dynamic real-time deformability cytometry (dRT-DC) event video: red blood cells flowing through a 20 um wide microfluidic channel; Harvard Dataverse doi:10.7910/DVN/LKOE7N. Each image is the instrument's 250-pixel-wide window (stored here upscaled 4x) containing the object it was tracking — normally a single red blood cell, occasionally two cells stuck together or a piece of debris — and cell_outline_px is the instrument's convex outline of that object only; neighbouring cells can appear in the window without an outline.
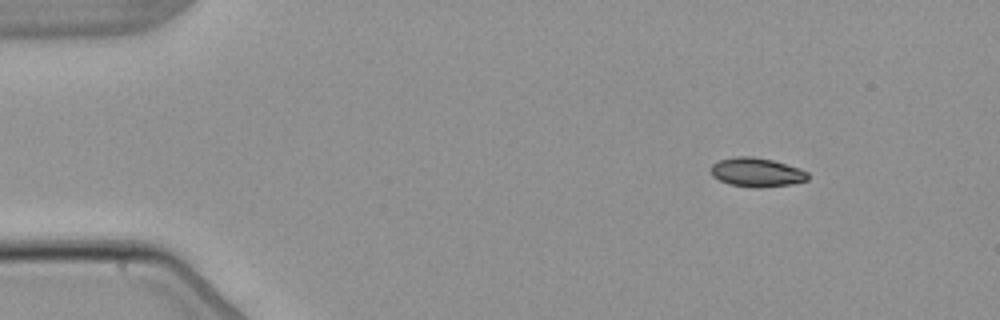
{"species": "common noctule bat (a hibernating species)", "species_latin": "Nyctalus noctula", "temperature_condition": "warm", "stored_images_in_passage": 6, "camera_frame_rate_fps": 3000, "um_per_image_px": 0.085, "animal": {"sex": "male", "body_mass_g": 21.5, "forearm_length_mm": 52.0}, "frame": {"image": 1, "passage_image": 1, "time_ms": 0.0, "image_size_px": [1000, 320], "cell_outline_px": [[808, 180], [792, 184], [760, 188], [752, 188], [728, 184], [712, 176], [712, 164], [720, 160], [736, 156], [752, 156], [772, 160], [800, 168], [808, 172]], "centroid_in_image_um": [64.33, 14.65], "position_along_channel_um": 20.7, "area_um2": 16.47}}
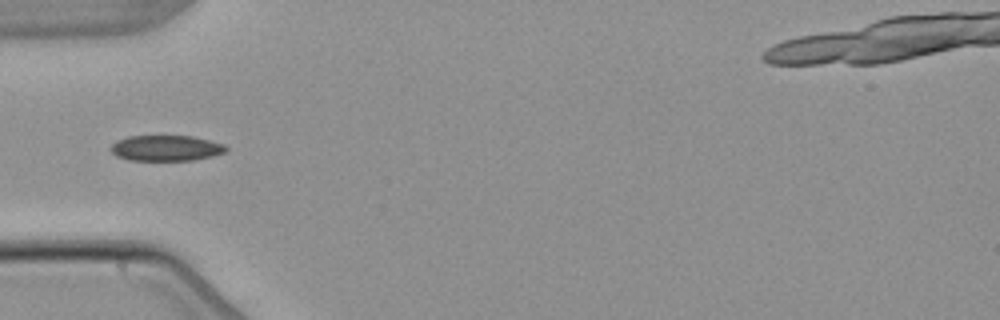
{"frame": {"image": 2, "passage_image": 4, "time_ms": 3.667, "image_size_px": [1000, 320], "cell_outline_px": [[228, 152], [212, 156], [192, 160], [128, 160], [116, 156], [108, 148], [116, 140], [128, 136], [192, 136], [224, 144], [228, 148]], "centroid_in_image_um": [14.1, 12.59], "position_along_channel_um": 70.9, "area_um2": 17.34}}
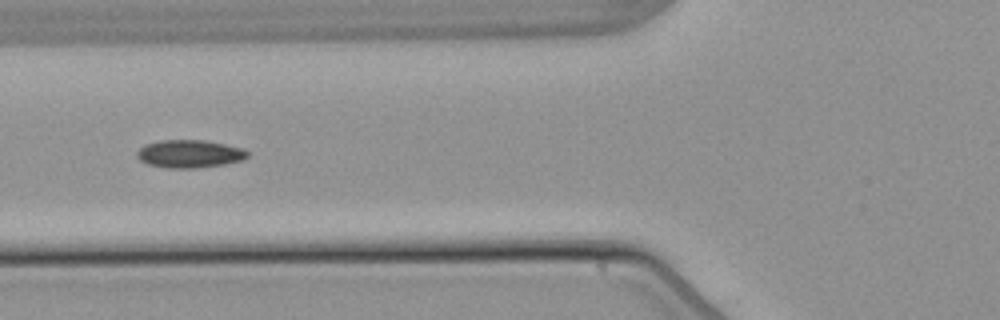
{"frame": {"image": 3, "passage_image": 5, "time_ms": 4.667, "image_size_px": [1000, 320], "cell_outline_px": [[248, 156], [244, 160], [224, 164], [196, 168], [168, 168], [148, 164], [140, 160], [136, 156], [136, 152], [144, 144], [160, 140], [204, 140], [244, 148], [248, 152]], "centroid_in_image_um": [16.11, 13.07], "position_along_channel_um": 109.7, "area_um2": 18.03}}